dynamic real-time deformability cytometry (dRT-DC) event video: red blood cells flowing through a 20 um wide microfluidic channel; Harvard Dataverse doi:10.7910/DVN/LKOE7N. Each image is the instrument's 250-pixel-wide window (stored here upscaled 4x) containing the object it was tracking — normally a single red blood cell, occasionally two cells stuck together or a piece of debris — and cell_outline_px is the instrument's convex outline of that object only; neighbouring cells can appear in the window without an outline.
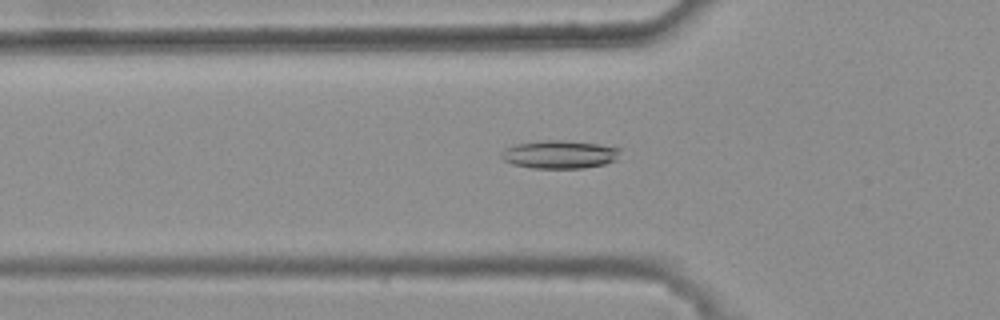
{"species": "common noctule bat (a hibernating species)", "species_latin": "Nyctalus noctula", "temperature_condition": "warm", "stored_images_in_passage": 49, "camera_frame_rate_fps": 3000, "um_per_image_px": 0.085, "animal": {"sex": "female", "body_mass_g": 25.1}, "frame": {"image": 1, "passage_image": 19, "time_ms": 6.0, "image_size_px": [1000, 320], "cell_outline_px": [[620, 148], [616, 160], [604, 164], [584, 168], [532, 168], [512, 164], [504, 160], [500, 156], [500, 152], [504, 148], [516, 144], [544, 140], [564, 140], [600, 144]], "centroid_in_image_um": [47.53, 13.12], "position_along_channel_um": 78.3, "area_um2": 19.54}}
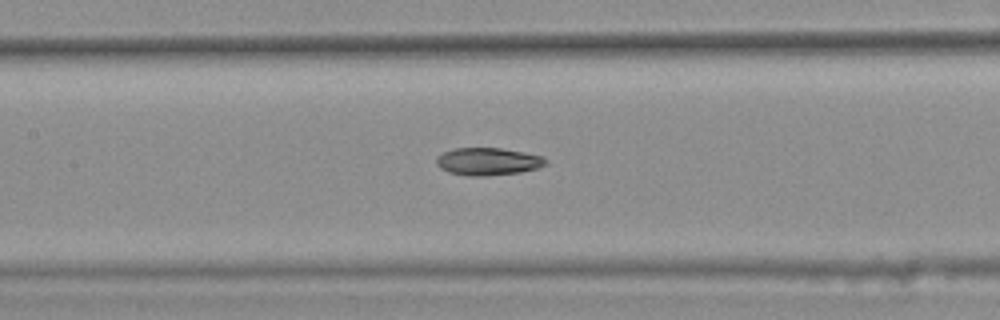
{"frame": {"image": 2, "passage_image": 26, "time_ms": 8.333, "image_size_px": [1000, 320], "cell_outline_px": [[548, 164], [536, 168], [520, 172], [484, 176], [468, 176], [448, 172], [440, 168], [436, 164], [436, 160], [444, 152], [452, 148], [500, 148], [524, 152], [540, 156], [548, 160]], "centroid_in_image_um": [41.47, 13.73], "position_along_channel_um": 165.9, "area_um2": 17.46}}
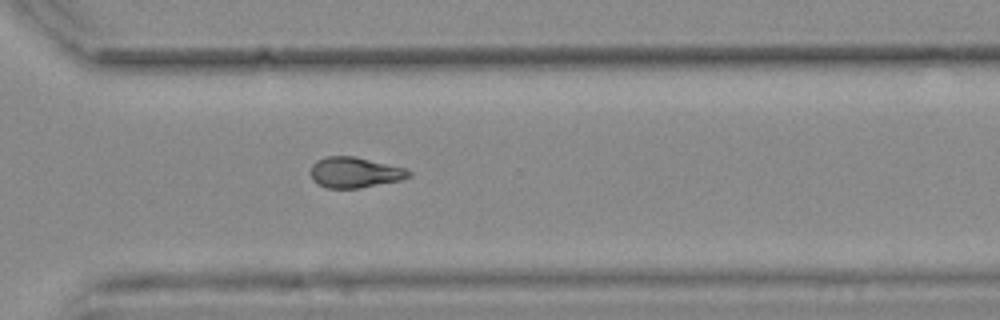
{"frame": {"image": 3, "passage_image": 40, "time_ms": 13.0, "image_size_px": [1000, 320], "cell_outline_px": [[412, 176], [400, 180], [360, 188], [328, 188], [312, 180], [312, 164], [316, 160], [328, 156], [356, 156], [404, 168], [412, 172]], "centroid_in_image_um": [30.17, 14.65], "position_along_channel_um": 340.4, "area_um2": 17.4}, "authors_computed_cell_mechanics": {"area_um2": 17.8602, "velocity_mm_per_s": 3.7343, "shape_relaxation_time_tau1_ms": null, "shape_relaxation_time_tau2_ms": 5.812, "deformation_change_tau1": null, "deformation_change_tau2": 0.131}}